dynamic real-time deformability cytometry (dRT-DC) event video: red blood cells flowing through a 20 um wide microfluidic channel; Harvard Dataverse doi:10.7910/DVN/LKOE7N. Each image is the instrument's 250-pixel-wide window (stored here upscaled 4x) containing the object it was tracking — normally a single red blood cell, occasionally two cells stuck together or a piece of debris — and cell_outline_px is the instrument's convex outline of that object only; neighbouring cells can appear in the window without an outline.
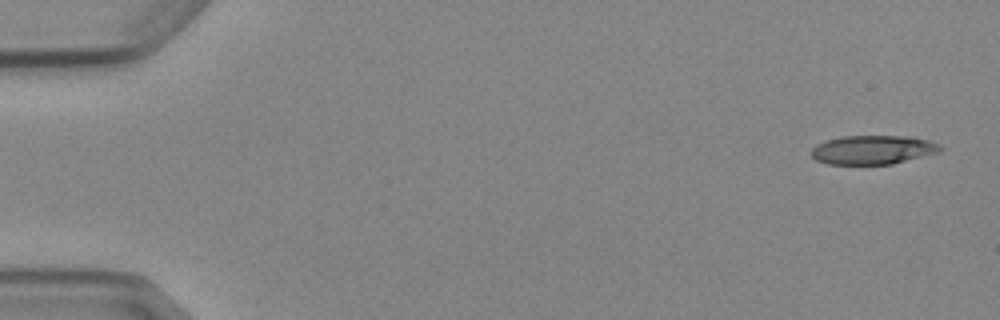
{"species": "Egyptian fruit bat (a non-hibernating species)", "species_latin": "Rousettus aegyptiacus", "temperature_condition": "cold", "stored_images_in_passage": 6, "camera_frame_rate_fps": 3000, "um_per_image_px": 0.085, "animal": {"sex": "female"}, "frame": {"image": 1, "passage_image": 1, "time_ms": 0.0, "image_size_px": [1000, 320], "cell_outline_px": [[940, 152], [892, 164], [828, 164], [816, 160], [808, 152], [816, 144], [828, 140], [844, 136], [904, 136], [928, 140], [940, 144]], "centroid_in_image_um": [74.16, 12.74], "position_along_channel_um": 10.8, "area_um2": 21.68}}
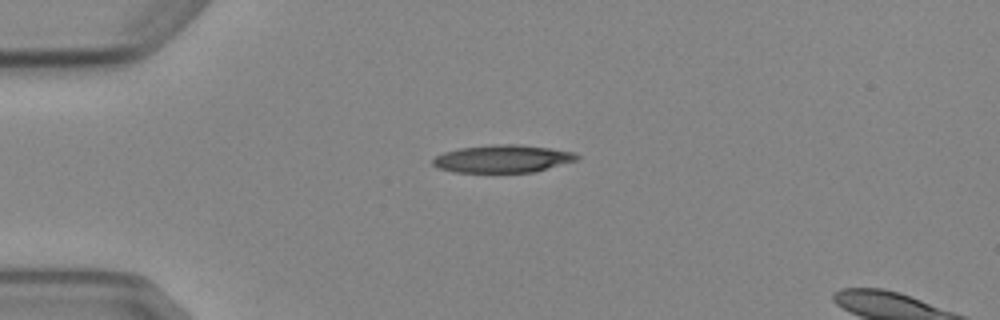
{"frame": {"image": 2, "passage_image": 4, "time_ms": 3.667, "image_size_px": [1000, 320], "cell_outline_px": [[580, 160], [532, 172], [452, 172], [440, 168], [432, 164], [432, 160], [436, 156], [444, 152], [460, 148], [496, 144], [516, 144], [548, 148], [576, 152], [580, 156]], "centroid_in_image_um": [42.76, 13.49], "position_along_channel_um": 42.2, "area_um2": 23.18}}